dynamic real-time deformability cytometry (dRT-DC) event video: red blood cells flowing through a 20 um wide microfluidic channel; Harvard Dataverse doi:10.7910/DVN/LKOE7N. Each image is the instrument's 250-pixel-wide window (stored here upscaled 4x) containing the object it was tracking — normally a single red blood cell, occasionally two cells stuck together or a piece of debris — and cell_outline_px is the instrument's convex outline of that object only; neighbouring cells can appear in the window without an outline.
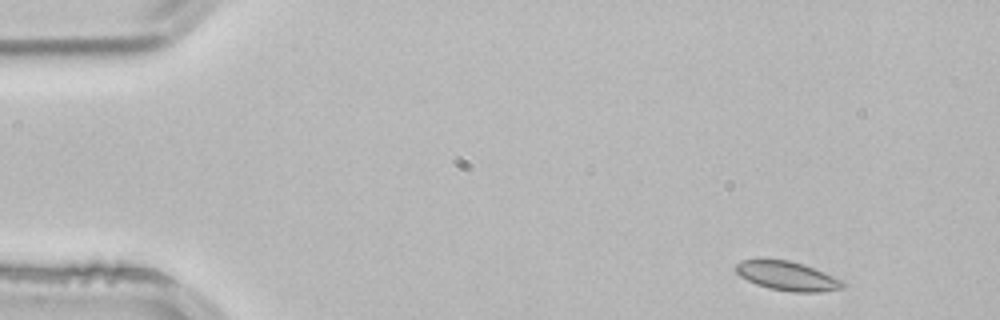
{"species": "common noctule bat (a hibernating species)", "species_latin": "Nyctalus noctula", "temperature_condition": "room temperature", "stored_images_in_passage": 3, "camera_frame_rate_fps": 3000, "um_per_image_px": 0.085, "animal": {"sex": "male", "body_mass_g": 21.5, "forearm_length_mm": 52.0}, "frame": {"image": 1, "passage_image": 1, "time_ms": 0.0, "image_size_px": [1000, 320], "cell_outline_px": [[848, 284], [844, 288], [820, 292], [792, 292], [768, 288], [756, 284], [740, 276], [736, 272], [736, 264], [740, 260], [760, 256], [788, 260], [804, 264], [844, 280]], "centroid_in_image_um": [66.91, 23.42], "position_along_channel_um": 18.1, "area_um2": 18.9}}
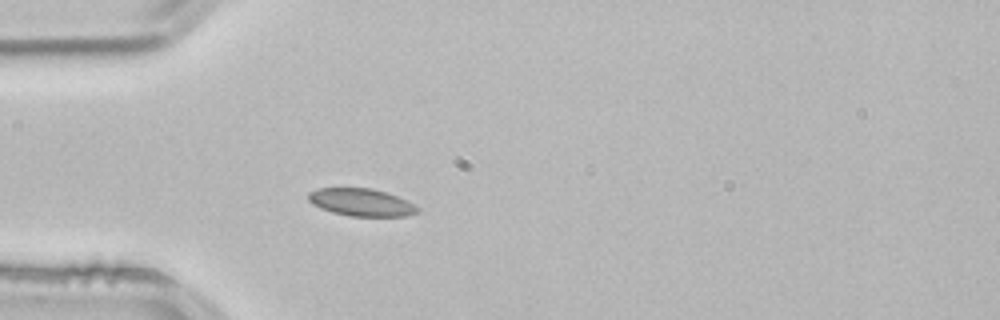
{"frame": {"image": 2, "passage_image": 3, "time_ms": 0.667, "image_size_px": [1000, 320], "cell_outline_px": [[420, 212], [408, 216], [348, 216], [332, 212], [320, 208], [312, 204], [308, 200], [308, 192], [316, 188], [372, 188], [388, 192], [420, 208]], "centroid_in_image_um": [30.69, 17.2], "position_along_channel_um": 54.3, "area_um2": 17.63}}